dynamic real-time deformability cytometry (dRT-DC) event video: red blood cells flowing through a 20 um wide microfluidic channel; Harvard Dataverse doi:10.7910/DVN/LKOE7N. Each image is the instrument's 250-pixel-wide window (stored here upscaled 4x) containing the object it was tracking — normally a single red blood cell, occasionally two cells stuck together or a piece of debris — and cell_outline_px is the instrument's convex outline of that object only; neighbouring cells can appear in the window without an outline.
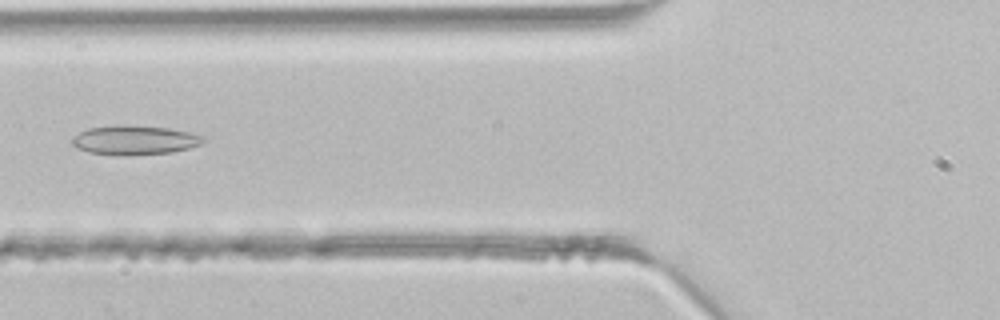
{"species": "common noctule bat (a hibernating species)", "species_latin": "Nyctalus noctula", "temperature_condition": "room temperature", "stored_images_in_passage": 42, "camera_frame_rate_fps": 3000, "um_per_image_px": 0.085, "animal": {"sex": "male", "body_mass_g": 21.5, "forearm_length_mm": 52.0}, "frame": {"image": 1, "passage_image": 16, "time_ms": 5.0, "image_size_px": [1000, 320], "cell_outline_px": [[208, 140], [204, 144], [172, 152], [128, 156], [120, 156], [88, 152], [76, 148], [72, 144], [72, 136], [88, 128], [168, 128], [188, 132], [204, 136]], "centroid_in_image_um": [11.49, 11.98], "position_along_channel_um": 114.3, "area_um2": 21.62}}
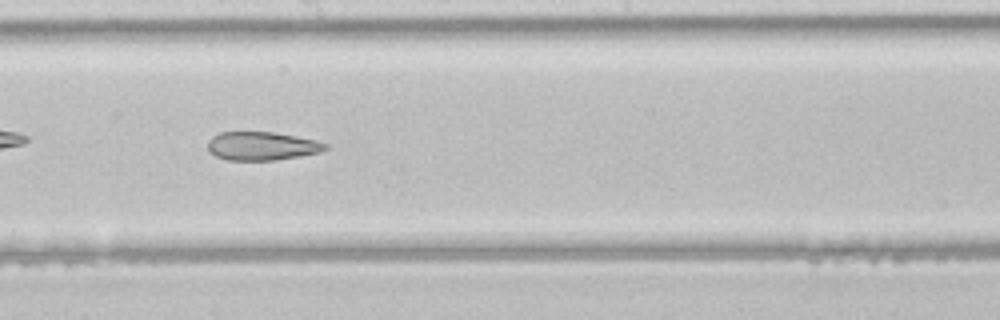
{"frame": {"image": 2, "passage_image": 23, "time_ms": 7.333, "image_size_px": [1000, 320], "cell_outline_px": [[328, 148], [320, 152], [300, 156], [276, 160], [228, 160], [216, 156], [208, 148], [208, 140], [212, 136], [220, 132], [272, 132], [296, 136], [316, 140], [328, 144]], "centroid_in_image_um": [22.28, 12.41], "position_along_channel_um": 225.9, "area_um2": 19.48}}
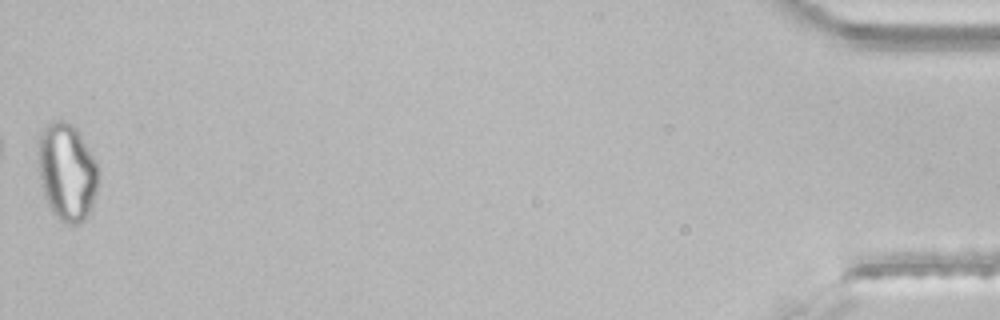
{"frame": {"image": 3, "passage_image": 42, "time_ms": 13.667, "image_size_px": [1000, 320], "cell_outline_px": [[100, 172], [96, 192], [92, 204], [84, 220], [80, 224], [68, 224], [60, 220], [48, 204], [44, 192], [40, 176], [40, 136], [44, 128], [52, 120], [64, 120], [72, 124], [76, 128], [96, 160]], "centroid_in_image_um": [5.74, 14.6], "position_along_channel_um": 429.5, "area_um2": 33.64}}